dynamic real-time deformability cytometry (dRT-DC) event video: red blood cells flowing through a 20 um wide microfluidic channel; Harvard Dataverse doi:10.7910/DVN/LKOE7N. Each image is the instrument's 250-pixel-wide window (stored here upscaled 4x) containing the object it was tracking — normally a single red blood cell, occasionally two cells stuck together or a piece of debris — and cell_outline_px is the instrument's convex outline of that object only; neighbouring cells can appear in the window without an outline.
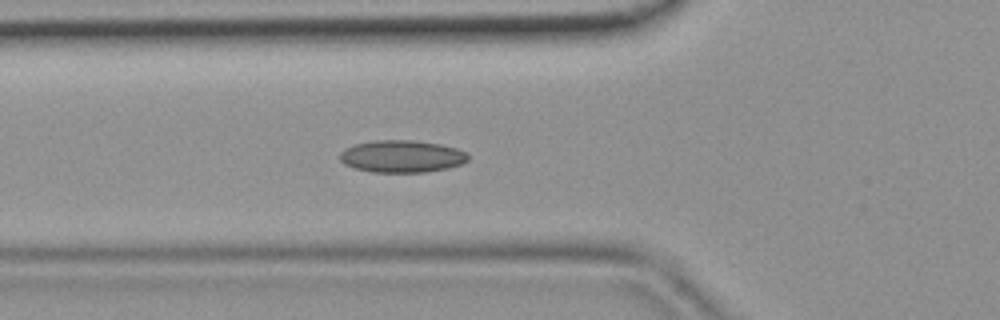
{"species": "common noctule bat (a hibernating species)", "species_latin": "Nyctalus noctula", "temperature_condition": "room temperature", "stored_images_in_passage": 45, "camera_frame_rate_fps": 3000, "um_per_image_px": 0.085, "animal": {"sex": "female", "body_mass_g": 19.9}, "frame": {"image": 1, "passage_image": 16, "time_ms": 5.0, "image_size_px": [1000, 320], "cell_outline_px": [[468, 160], [460, 164], [448, 168], [428, 172], [372, 172], [356, 168], [344, 164], [340, 160], [340, 152], [344, 148], [356, 144], [376, 140], [412, 140], [440, 144], [456, 148], [464, 152], [468, 156]], "centroid_in_image_um": [34.14, 13.29], "position_along_channel_um": 91.7, "area_um2": 23.99}}
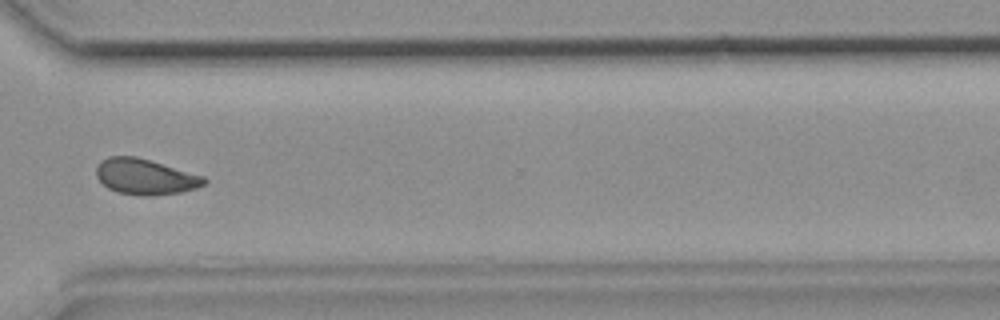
{"frame": {"image": 2, "passage_image": 34, "time_ms": 11.0, "image_size_px": [1000, 320], "cell_outline_px": [[208, 180], [204, 184], [196, 188], [180, 192], [148, 196], [140, 196], [116, 192], [108, 188], [96, 176], [96, 168], [100, 160], [108, 156], [136, 156], [204, 176]], "centroid_in_image_um": [12.32, 15.02], "position_along_channel_um": 358.3, "area_um2": 22.43}}
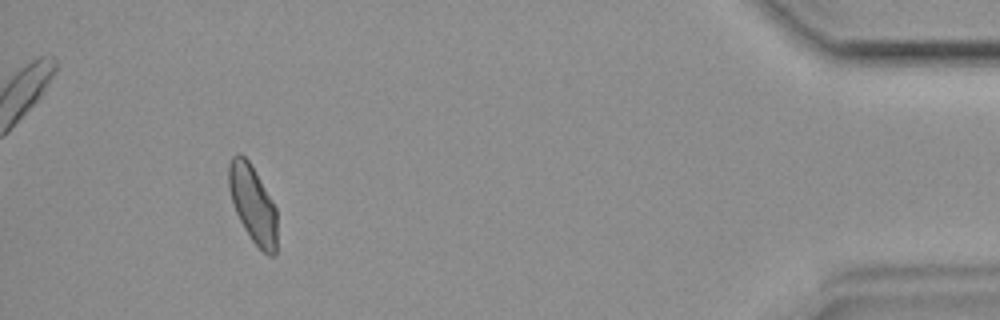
{"frame": {"image": 3, "passage_image": 42, "time_ms": 13.667, "image_size_px": [1000, 320], "cell_outline_px": [[276, 256], [268, 256], [252, 240], [244, 228], [236, 212], [228, 188], [228, 164], [232, 156], [240, 152], [248, 160], [272, 200], [276, 208]], "centroid_in_image_um": [21.48, 17.34], "position_along_channel_um": 413.7, "area_um2": 21.62}}